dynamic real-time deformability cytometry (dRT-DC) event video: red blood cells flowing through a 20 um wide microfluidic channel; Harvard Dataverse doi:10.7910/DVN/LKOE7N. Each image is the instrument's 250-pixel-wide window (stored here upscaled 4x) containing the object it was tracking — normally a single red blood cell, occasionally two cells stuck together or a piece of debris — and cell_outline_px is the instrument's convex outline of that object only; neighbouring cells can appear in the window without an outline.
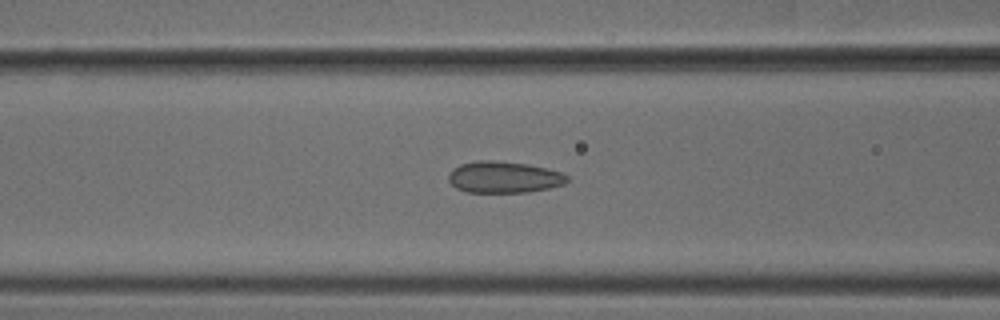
{"species": "common noctule bat (a hibernating species)", "species_latin": "Nyctalus noctula", "temperature_condition": "cold", "stored_images_in_passage": 51, "camera_frame_rate_fps": 3000, "um_per_image_px": 0.085, "animal": {"sex": "male", "body_mass_g": 18.8}, "frame": {"image": 1, "passage_image": 20, "time_ms": 6.333, "image_size_px": [1000, 320], "cell_outline_px": [[568, 180], [564, 184], [548, 188], [528, 192], [468, 192], [456, 188], [448, 180], [448, 176], [452, 168], [460, 164], [476, 160], [492, 160], [528, 164], [560, 172], [568, 176]], "centroid_in_image_um": [42.79, 15.05], "position_along_channel_um": 123.8, "area_um2": 21.73}}
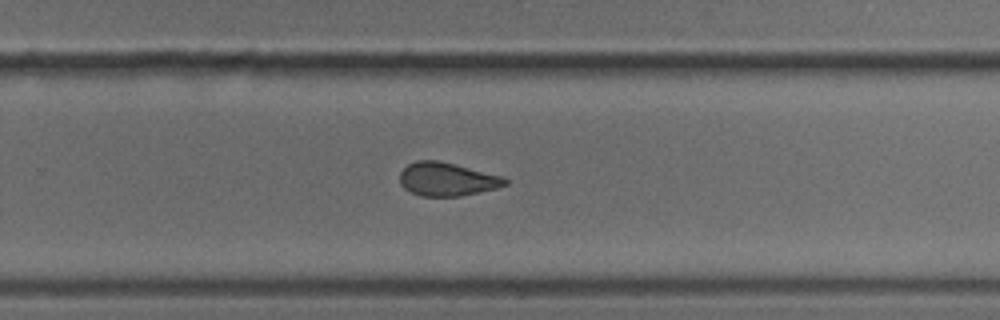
{"frame": {"image": 2, "passage_image": 33, "time_ms": 10.667, "image_size_px": [1000, 320], "cell_outline_px": [[508, 184], [496, 188], [460, 196], [420, 196], [404, 188], [400, 184], [400, 172], [408, 164], [416, 160], [440, 160], [504, 176], [508, 180]], "centroid_in_image_um": [38.0, 15.22], "position_along_channel_um": 291.8, "area_um2": 20.63}}
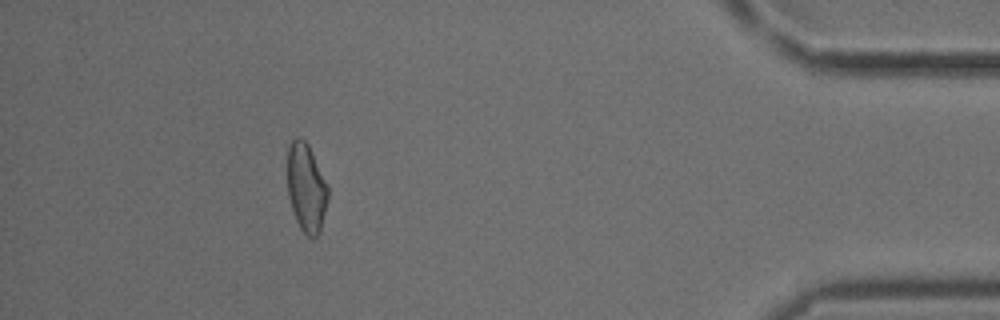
{"frame": {"image": 3, "passage_image": 46, "time_ms": 15.0, "image_size_px": [1000, 320], "cell_outline_px": [[328, 196], [320, 232], [312, 240], [300, 228], [296, 220], [288, 196], [288, 148], [292, 140], [296, 136], [300, 136], [308, 144], [328, 184]], "centroid_in_image_um": [26.04, 15.95], "position_along_channel_um": 409.2, "area_um2": 20.92}, "authors_computed_cell_mechanics": {"area_um2": 21.5594, "velocity_mm_per_s": 3.878, "shape_relaxation_time_tau1_ms": 9.0639, "shape_relaxation_time_tau2_ms": 2.0151, "deformation_change_tau1": 0.1196, "deformation_change_tau2": 0.0732}}